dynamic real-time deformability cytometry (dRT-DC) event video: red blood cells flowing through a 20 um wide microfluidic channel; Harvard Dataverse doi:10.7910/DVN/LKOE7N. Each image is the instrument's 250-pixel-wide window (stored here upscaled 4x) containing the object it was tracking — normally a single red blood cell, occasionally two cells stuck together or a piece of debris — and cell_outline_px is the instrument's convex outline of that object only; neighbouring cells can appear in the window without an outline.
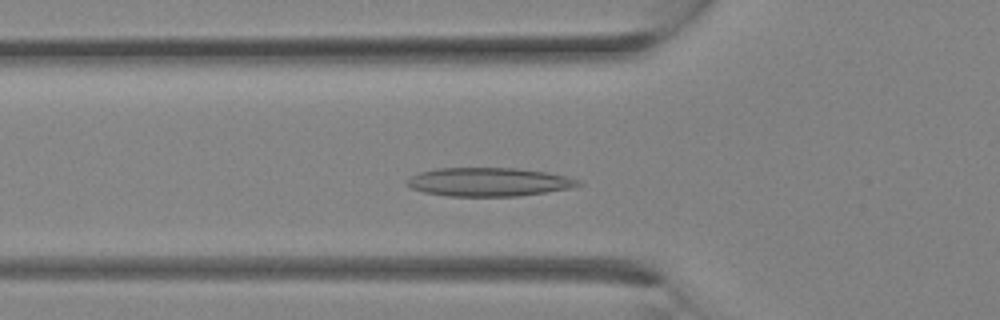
{"species": "Egyptian fruit bat (a non-hibernating species)", "species_latin": "Rousettus aegyptiacus", "temperature_condition": "room temperature", "stored_images_in_passage": 17, "camera_frame_rate_fps": 3000, "um_per_image_px": 0.085, "animal": {"sex": "female"}, "frame": {"image": 1, "passage_image": 9, "time_ms": 2.667, "image_size_px": [1000, 320], "cell_outline_px": [[584, 184], [572, 188], [516, 196], [448, 196], [424, 192], [412, 188], [404, 184], [412, 176], [420, 172], [440, 168], [516, 168], [544, 172], [564, 176], [580, 180]], "centroid_in_image_um": [41.55, 15.47], "position_along_channel_um": 84.3, "area_um2": 28.32}}
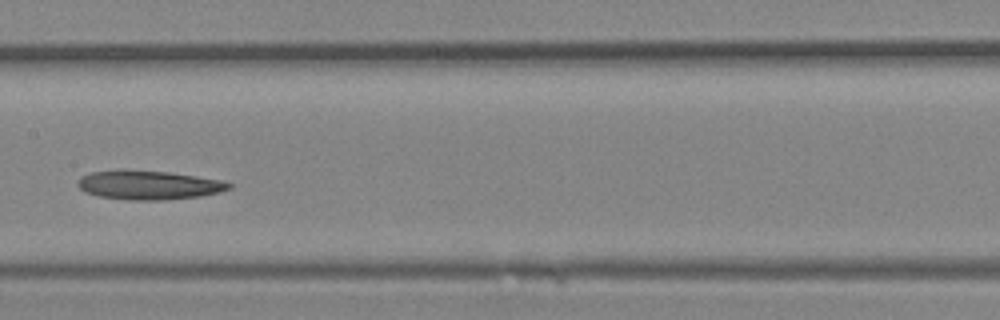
{"frame": {"image": 2, "passage_image": 14, "time_ms": 4.333, "image_size_px": [1000, 320], "cell_outline_px": [[232, 188], [220, 192], [200, 196], [164, 200], [128, 200], [100, 196], [84, 192], [76, 184], [80, 176], [92, 172], [120, 168], [124, 168], [168, 172], [224, 180], [232, 184]], "centroid_in_image_um": [12.62, 15.71], "position_along_channel_um": 194.8, "area_um2": 26.07}}
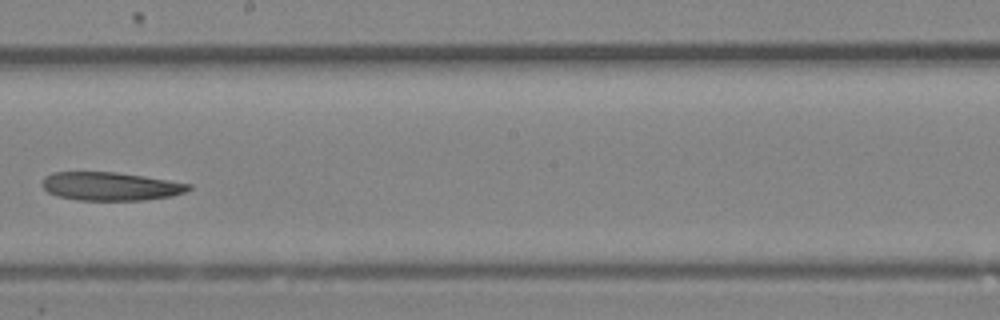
{"frame": {"image": 3, "passage_image": 16, "time_ms": 5.0, "image_size_px": [1000, 320], "cell_outline_px": [[192, 188], [184, 192], [172, 196], [144, 200], [76, 200], [56, 196], [48, 192], [40, 184], [44, 176], [52, 172], [116, 172], [144, 176], [192, 184]], "centroid_in_image_um": [9.36, 15.83], "position_along_channel_um": 238.8, "area_um2": 24.39}}